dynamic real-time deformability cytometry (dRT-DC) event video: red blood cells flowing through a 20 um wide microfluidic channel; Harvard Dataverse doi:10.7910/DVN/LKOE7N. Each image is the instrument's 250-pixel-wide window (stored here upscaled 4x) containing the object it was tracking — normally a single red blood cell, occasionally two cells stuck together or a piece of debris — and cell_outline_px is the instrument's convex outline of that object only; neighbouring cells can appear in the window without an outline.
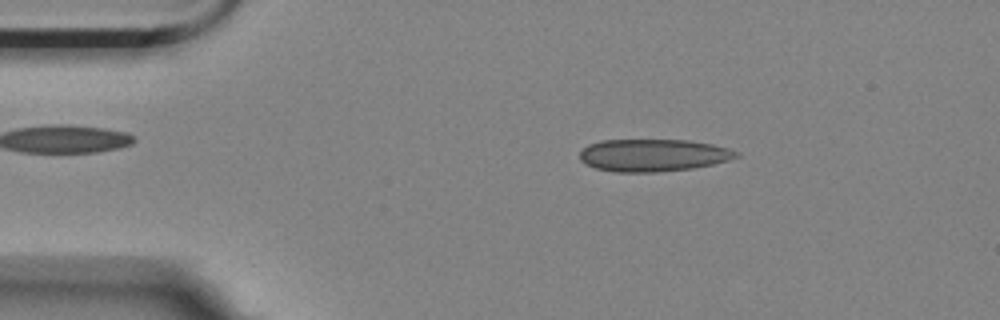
{"species": "Egyptian fruit bat (a non-hibernating species)", "species_latin": "Rousettus aegyptiacus", "temperature_condition": "room temperature", "stored_images_in_passage": 54, "camera_frame_rate_fps": 3000, "um_per_image_px": 0.085, "animal": {"sex": "female"}, "frame": {"image": 1, "passage_image": 8, "time_ms": 2.333, "image_size_px": [1000, 320], "cell_outline_px": [[740, 156], [728, 160], [712, 164], [692, 168], [656, 172], [616, 172], [596, 168], [580, 160], [580, 152], [588, 144], [600, 140], [688, 140], [712, 144], [728, 148], [740, 152]], "centroid_in_image_um": [55.53, 13.19], "position_along_channel_um": 29.5, "area_um2": 29.48}}
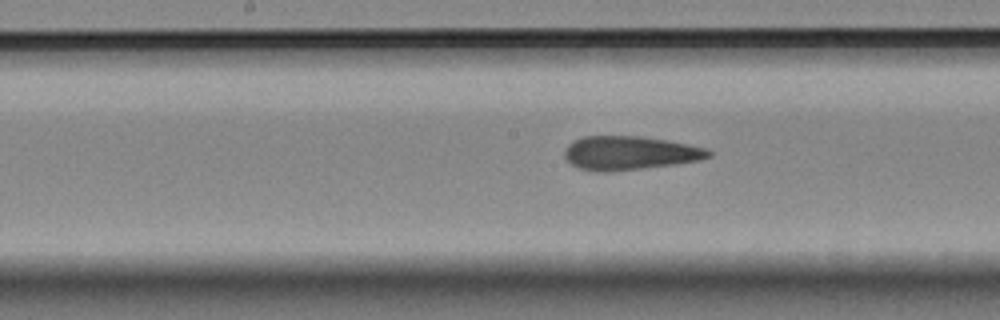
{"frame": {"image": 2, "passage_image": 26, "time_ms": 8.333, "image_size_px": [1000, 320], "cell_outline_px": [[712, 156], [700, 160], [676, 164], [612, 172], [596, 172], [580, 168], [572, 164], [564, 156], [564, 152], [568, 144], [584, 136], [640, 136], [668, 140], [708, 148], [712, 152]], "centroid_in_image_um": [53.56, 13.01], "position_along_channel_um": 194.6, "area_um2": 28.5}}
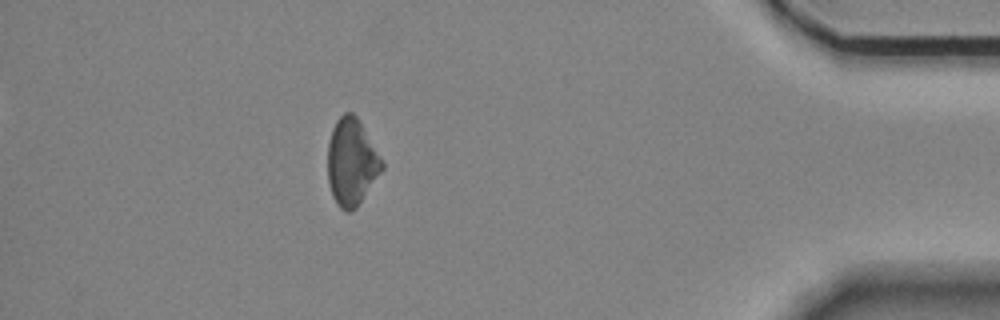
{"frame": {"image": 3, "passage_image": 48, "time_ms": 15.667, "image_size_px": [1000, 320], "cell_outline_px": [[384, 168], [356, 208], [348, 212], [344, 212], [336, 204], [332, 196], [328, 180], [328, 144], [332, 128], [336, 120], [344, 112], [352, 112], [356, 116], [384, 164]], "centroid_in_image_um": [29.86, 13.8], "position_along_channel_um": 405.3, "area_um2": 27.22}, "authors_computed_cell_mechanics": {"area_um2": 28.2642, "velocity_mm_per_s": 3.5202, "shape_relaxation_time_tau1_ms": null, "shape_relaxation_time_tau2_ms": 4.7692, "deformation_change_tau1": null, "deformation_change_tau2": 0.1106}}